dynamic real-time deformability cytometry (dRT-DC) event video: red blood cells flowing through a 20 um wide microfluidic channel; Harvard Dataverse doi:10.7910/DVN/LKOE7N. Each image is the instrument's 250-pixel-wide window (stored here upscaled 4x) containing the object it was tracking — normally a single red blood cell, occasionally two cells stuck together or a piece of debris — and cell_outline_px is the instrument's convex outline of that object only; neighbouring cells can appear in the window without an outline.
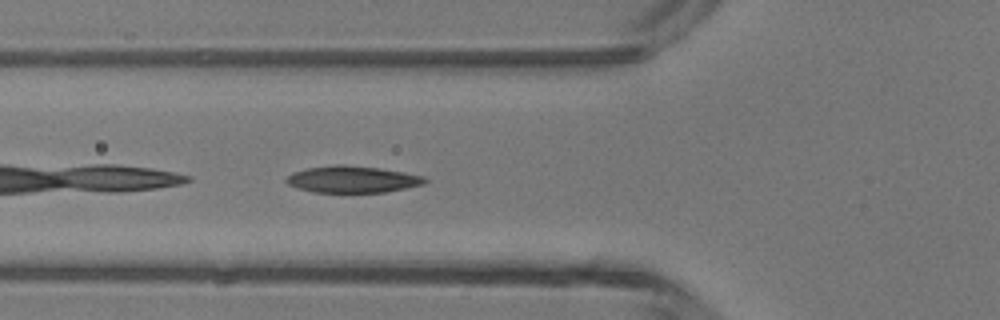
{"species": "common noctule bat (a hibernating species)", "species_latin": "Nyctalus noctula", "temperature_condition": "room temperature", "stored_images_in_passage": 20, "camera_frame_rate_fps": 3000, "um_per_image_px": 0.085, "animal": {"sex": "male", "body_mass_g": 13.3}, "frame": {"image": 1, "passage_image": 3, "time_ms": 0.667, "image_size_px": [1000, 320], "cell_outline_px": [[428, 180], [424, 184], [384, 192], [312, 192], [288, 184], [284, 180], [292, 172], [308, 168], [336, 164], [344, 164], [380, 168], [404, 172], [424, 176]], "centroid_in_image_um": [29.95, 15.23], "position_along_channel_um": 95.8, "area_um2": 21.5}}
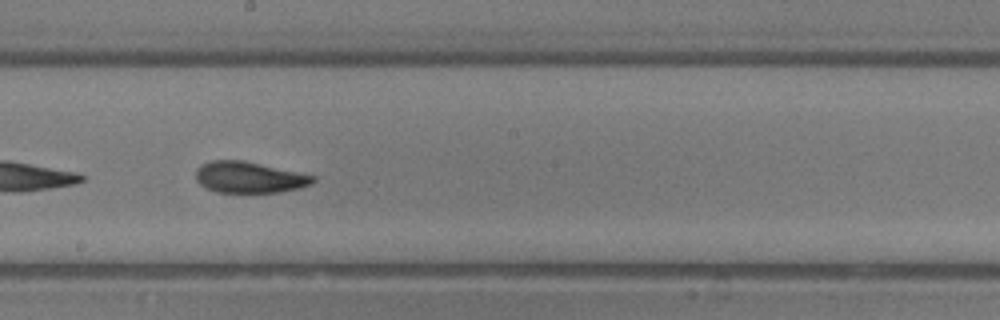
{"frame": {"image": 2, "passage_image": 12, "time_ms": 3.667, "image_size_px": [1000, 320], "cell_outline_px": [[316, 180], [312, 184], [300, 188], [280, 192], [216, 192], [200, 184], [196, 180], [196, 168], [200, 164], [212, 160], [244, 160], [316, 176]], "centroid_in_image_um": [21.19, 15.06], "position_along_channel_um": 227.0, "area_um2": 21.39}}
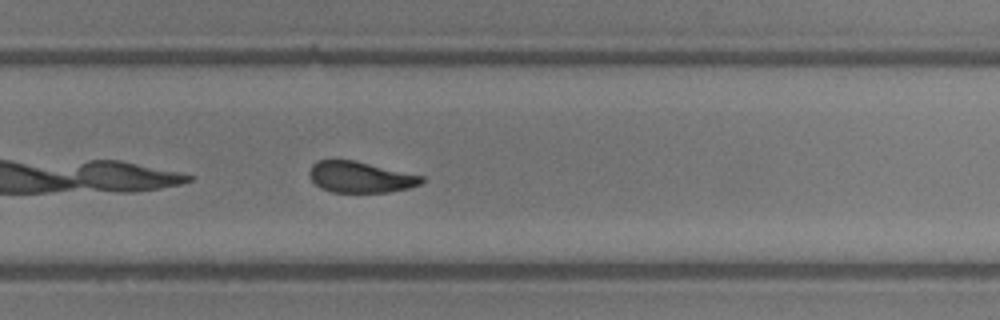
{"frame": {"image": 3, "passage_image": 17, "time_ms": 5.333, "image_size_px": [1000, 320], "cell_outline_px": [[424, 180], [420, 184], [408, 188], [388, 192], [332, 192], [320, 188], [308, 176], [308, 172], [312, 164], [320, 160], [356, 160], [424, 176]], "centroid_in_image_um": [30.62, 15.05], "position_along_channel_um": 299.2, "area_um2": 20.4}}